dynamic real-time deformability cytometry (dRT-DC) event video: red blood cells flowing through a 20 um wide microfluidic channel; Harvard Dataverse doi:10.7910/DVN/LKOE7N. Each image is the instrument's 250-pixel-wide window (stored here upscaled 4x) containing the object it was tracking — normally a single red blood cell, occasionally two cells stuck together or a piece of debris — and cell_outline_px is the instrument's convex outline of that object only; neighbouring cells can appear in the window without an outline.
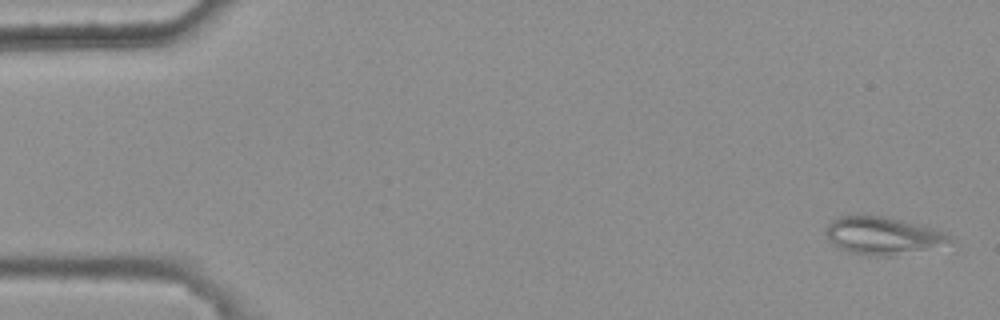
{"species": "common noctule bat (a hibernating species)", "species_latin": "Nyctalus noctula", "temperature_condition": "warm", "stored_images_in_passage": 5, "camera_frame_rate_fps": 3000, "um_per_image_px": 0.085, "animal": {"sex": "female", "body_mass_g": 25.1}, "frame": {"image": 1, "passage_image": 1, "time_ms": 0.0, "image_size_px": [1000, 320], "cell_outline_px": [[956, 240], [892, 256], [868, 256], [848, 252], [832, 244], [828, 240], [824, 232], [828, 224], [832, 220], [840, 216], [888, 216], [944, 232], [952, 236]], "centroid_in_image_um": [74.94, 20.03], "position_along_channel_um": 10.1, "area_um2": 26.7}}